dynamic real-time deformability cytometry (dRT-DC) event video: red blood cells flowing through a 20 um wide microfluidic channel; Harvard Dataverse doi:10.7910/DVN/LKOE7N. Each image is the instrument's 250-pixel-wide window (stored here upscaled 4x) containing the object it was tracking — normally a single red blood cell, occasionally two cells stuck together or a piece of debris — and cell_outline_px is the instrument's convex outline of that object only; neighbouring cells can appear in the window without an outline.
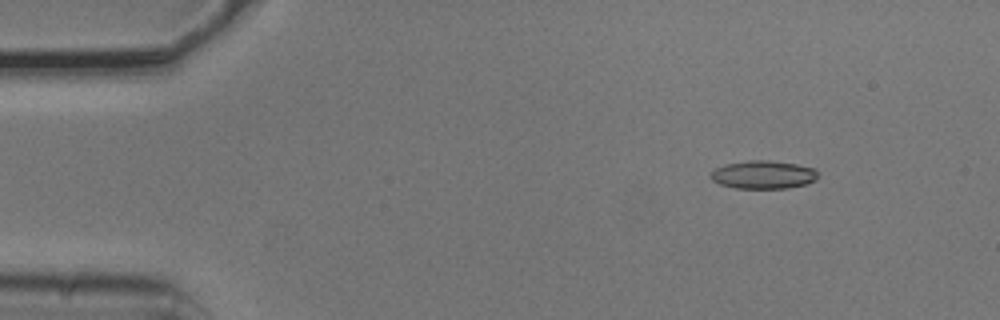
{"species": "common noctule bat (a hibernating species)", "species_latin": "Nyctalus noctula", "temperature_condition": "cold", "stored_images_in_passage": 5, "camera_frame_rate_fps": 3000, "um_per_image_px": 0.085, "animal": {"sex": "male", "body_mass_g": 20.5, "forearm_length_mm": 52.5}, "frame": {"image": 1, "passage_image": 1, "time_ms": 0.0, "image_size_px": [1000, 320], "cell_outline_px": [[820, 172], [816, 180], [804, 184], [788, 188], [736, 188], [720, 184], [712, 180], [708, 176], [708, 172], [724, 164], [748, 160], [768, 160], [796, 164], [816, 168]], "centroid_in_image_um": [64.87, 14.84], "position_along_channel_um": 20.1, "area_um2": 17.86}}
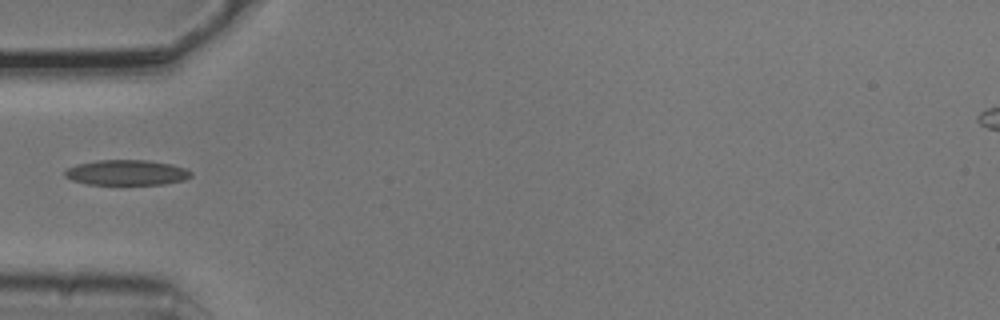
{"frame": {"image": 2, "passage_image": 4, "time_ms": 1.0, "image_size_px": [1000, 320], "cell_outline_px": [[192, 176], [184, 180], [164, 184], [88, 184], [72, 180], [64, 176], [64, 172], [68, 168], [76, 164], [96, 160], [148, 160], [172, 164], [184, 168], [192, 172]], "centroid_in_image_um": [10.76, 14.66], "position_along_channel_um": 74.2, "area_um2": 18.61}}
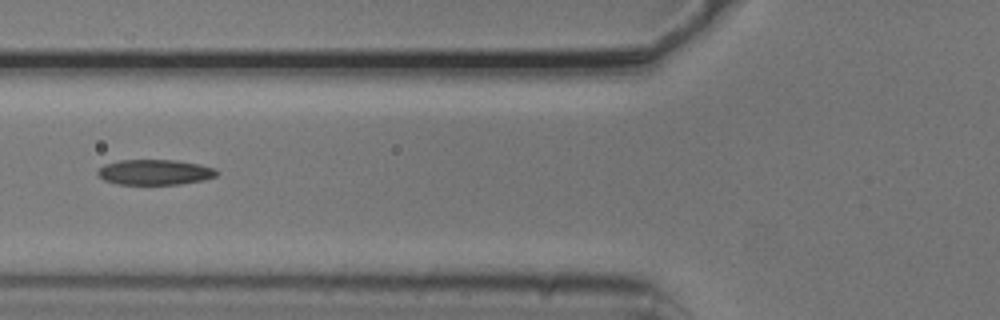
{"frame": {"image": 3, "passage_image": 5, "time_ms": 1.333, "image_size_px": [1000, 320], "cell_outline_px": [[220, 172], [216, 176], [204, 180], [180, 184], [116, 184], [104, 180], [96, 172], [104, 164], [120, 160], [176, 160], [200, 164], [216, 168]], "centroid_in_image_um": [13.2, 14.63], "position_along_channel_um": 112.6, "area_um2": 17.69}}